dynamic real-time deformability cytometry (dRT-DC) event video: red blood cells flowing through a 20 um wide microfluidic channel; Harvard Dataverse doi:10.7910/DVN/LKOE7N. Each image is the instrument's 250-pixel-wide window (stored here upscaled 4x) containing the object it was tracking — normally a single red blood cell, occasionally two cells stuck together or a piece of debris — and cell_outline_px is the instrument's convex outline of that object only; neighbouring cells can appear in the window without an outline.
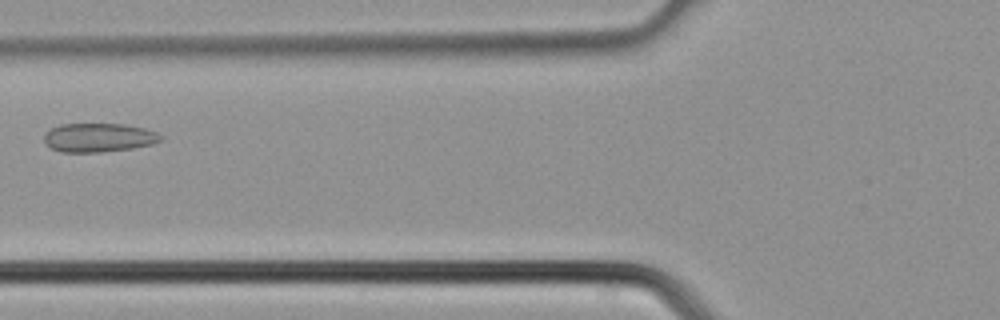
{"species": "common noctule bat (a hibernating species)", "species_latin": "Nyctalus noctula", "temperature_condition": "cold", "stored_images_in_passage": 24, "camera_frame_rate_fps": 3000, "um_per_image_px": 0.085, "animal": {"sex": "male", "body_mass_g": 21.5, "forearm_length_mm": 52.0}, "frame": {"image": 1, "passage_image": 5, "time_ms": 1.333, "image_size_px": [1000, 320], "cell_outline_px": [[164, 140], [152, 144], [132, 148], [100, 152], [60, 152], [48, 148], [44, 144], [44, 132], [60, 124], [124, 124], [144, 128], [156, 132], [164, 136]], "centroid_in_image_um": [8.36, 11.7], "position_along_channel_um": 117.4, "area_um2": 19.88}}
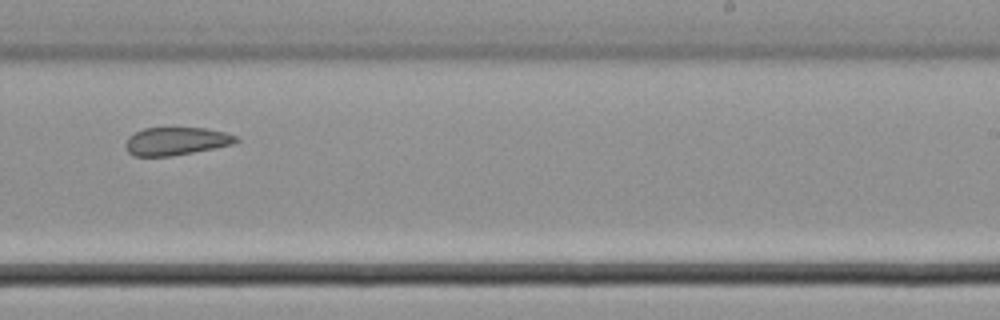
{"frame": {"image": 2, "passage_image": 14, "time_ms": 4.333, "image_size_px": [1000, 320], "cell_outline_px": [[240, 140], [232, 144], [172, 156], [132, 156], [128, 152], [124, 144], [128, 136], [144, 128], [208, 128], [224, 132], [236, 136]], "centroid_in_image_um": [14.93, 12.0], "position_along_channel_um": 274.1, "area_um2": 17.92}}
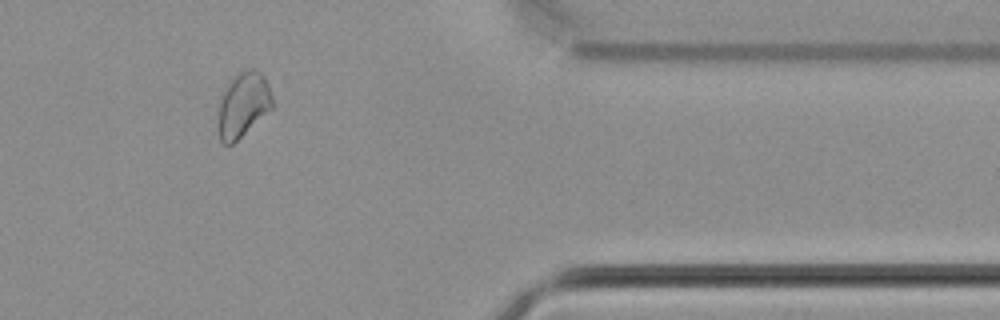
{"frame": {"image": 3, "passage_image": 22, "time_ms": 7.0, "image_size_px": [1000, 320], "cell_outline_px": [[272, 108], [232, 144], [224, 144], [220, 140], [220, 100], [228, 84], [240, 72], [248, 68], [256, 68], [264, 76], [268, 84], [272, 96]], "centroid_in_image_um": [20.71, 8.87], "position_along_channel_um": 390.7, "area_um2": 19.71}}